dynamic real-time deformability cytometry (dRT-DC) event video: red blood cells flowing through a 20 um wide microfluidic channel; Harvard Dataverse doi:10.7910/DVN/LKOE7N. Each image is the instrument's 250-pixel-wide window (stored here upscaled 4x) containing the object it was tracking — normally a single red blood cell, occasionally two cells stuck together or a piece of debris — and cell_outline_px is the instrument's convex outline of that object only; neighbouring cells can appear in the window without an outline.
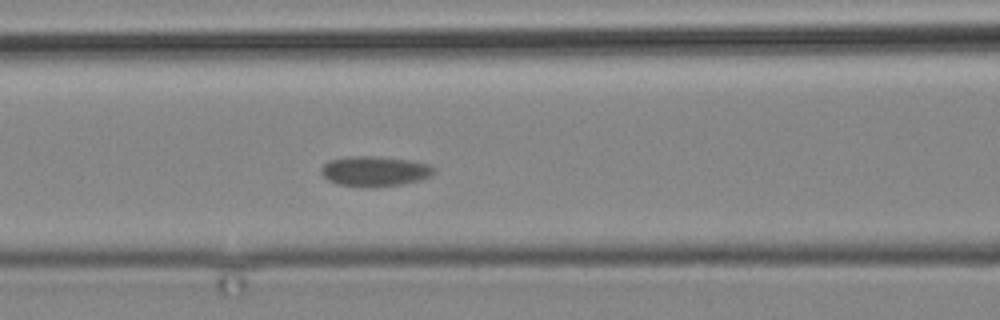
{"species": "common noctule bat (a hibernating species)", "species_latin": "Nyctalus noctula", "temperature_condition": "cold", "stored_images_in_passage": 3, "camera_frame_rate_fps": 3000, "um_per_image_px": 0.085, "animal": {"sex": "male", "body_mass_g": 19.2, "forearm_length_mm": 51.8}, "frame": {"image": 1, "passage_image": 3, "time_ms": 2.333, "image_size_px": [1000, 320], "cell_outline_px": [[436, 172], [432, 176], [420, 180], [400, 184], [376, 188], [368, 188], [340, 184], [328, 180], [320, 172], [320, 168], [328, 160], [348, 156], [380, 156], [408, 160], [428, 164], [436, 168]], "centroid_in_image_um": [31.86, 14.55], "position_along_channel_um": 134.7, "area_um2": 20.11}}